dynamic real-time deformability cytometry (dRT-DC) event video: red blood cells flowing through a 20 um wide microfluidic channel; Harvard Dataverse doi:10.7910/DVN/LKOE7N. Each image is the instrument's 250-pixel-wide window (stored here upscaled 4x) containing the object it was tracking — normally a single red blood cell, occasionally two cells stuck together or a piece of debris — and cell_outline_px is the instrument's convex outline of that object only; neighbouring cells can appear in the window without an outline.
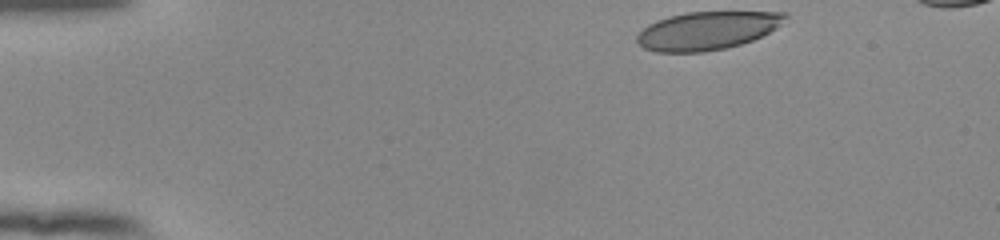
{"species": "human", "species_latin": "Homo sapiens", "temperature_condition": "room temperature", "stored_images_in_passage": 46, "camera_frame_rate_fps": 3000, "um_per_image_px": 0.085, "donor": {"sex": "female"}, "frame": {"image": 1, "passage_image": 1, "time_ms": 0.0, "image_size_px": [1000, 240], "cell_outline_px": [[792, 16], [776, 28], [752, 40], [740, 44], [724, 48], [704, 52], [656, 52], [644, 48], [636, 40], [636, 36], [648, 24], [656, 20], [668, 16], [688, 12], [788, 12]], "centroid_in_image_um": [60.13, 2.59], "position_along_channel_um": 24.9, "area_um2": 33.0}}
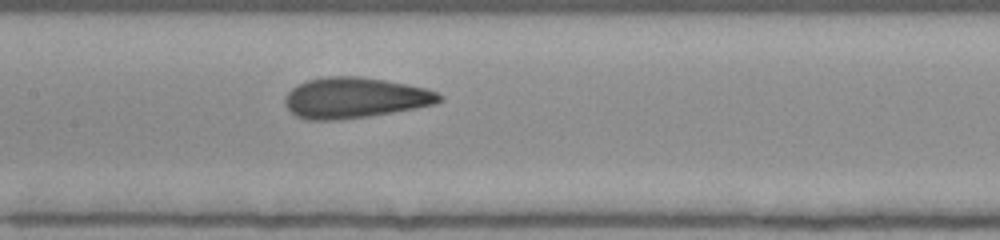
{"frame": {"image": 2, "passage_image": 20, "time_ms": 6.333, "image_size_px": [1000, 240], "cell_outline_px": [[444, 100], [436, 104], [416, 108], [368, 116], [340, 120], [308, 120], [296, 116], [284, 104], [284, 100], [288, 92], [296, 84], [308, 80], [324, 76], [360, 76], [384, 80], [424, 88], [436, 92], [444, 96]], "centroid_in_image_um": [30.15, 8.31], "position_along_channel_um": 177.2, "area_um2": 36.65}}
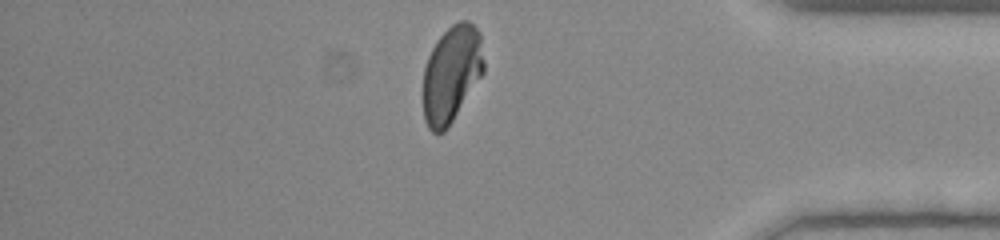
{"frame": {"image": 3, "passage_image": 39, "time_ms": 12.667, "image_size_px": [1000, 240], "cell_outline_px": [[484, 72], [448, 128], [444, 132], [432, 132], [428, 128], [424, 120], [424, 68], [428, 56], [436, 40], [452, 24], [460, 20], [468, 20], [480, 32], [484, 60]], "centroid_in_image_um": [38.39, 6.27], "position_along_channel_um": 396.8, "area_um2": 34.28}}